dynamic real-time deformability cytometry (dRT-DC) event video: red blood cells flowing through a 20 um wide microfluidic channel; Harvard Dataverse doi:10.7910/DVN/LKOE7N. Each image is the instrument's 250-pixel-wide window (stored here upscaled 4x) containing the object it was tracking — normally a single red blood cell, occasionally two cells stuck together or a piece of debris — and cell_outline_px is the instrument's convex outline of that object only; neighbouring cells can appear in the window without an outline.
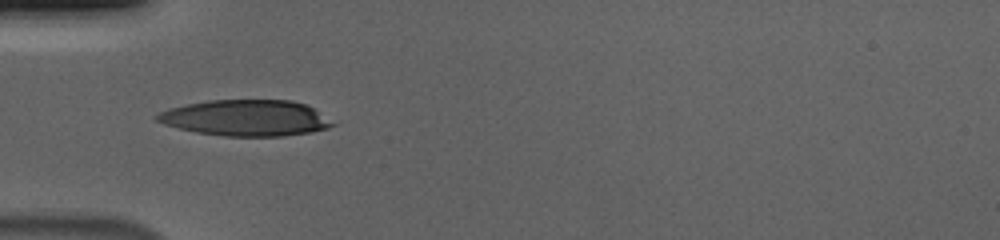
{"species": "human", "species_latin": "Homo sapiens", "temperature_condition": "cold", "stored_images_in_passage": 24, "camera_frame_rate_fps": 3000, "um_per_image_px": 0.085, "donor": {"sex": "male"}, "frame": {"image": 1, "passage_image": 1, "time_ms": 0.0, "image_size_px": [1000, 240], "cell_outline_px": [[336, 124], [328, 128], [312, 132], [284, 136], [224, 136], [196, 132], [164, 124], [156, 120], [152, 116], [160, 112], [172, 108], [188, 104], [208, 100], [292, 100], [304, 104], [312, 108]], "centroid_in_image_um": [20.89, 10.03], "position_along_channel_um": 64.1, "area_um2": 36.65}}
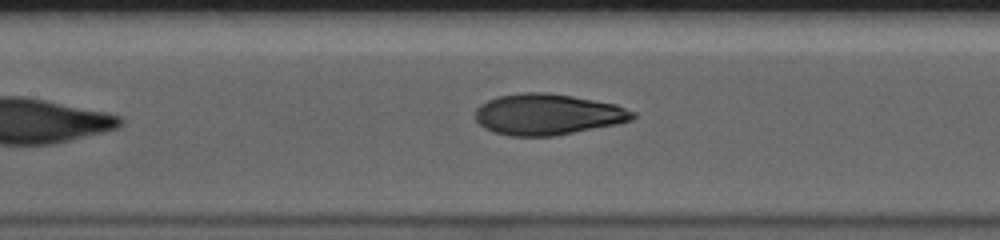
{"frame": {"image": 2, "passage_image": 9, "time_ms": 2.667, "image_size_px": [1000, 240], "cell_outline_px": [[636, 116], [632, 120], [616, 124], [552, 136], [512, 136], [496, 132], [484, 128], [476, 120], [476, 108], [480, 104], [488, 100], [500, 96], [524, 92], [548, 92], [572, 96], [616, 104], [636, 112]], "centroid_in_image_um": [46.56, 9.71], "position_along_channel_um": 160.8, "area_um2": 37.45}}
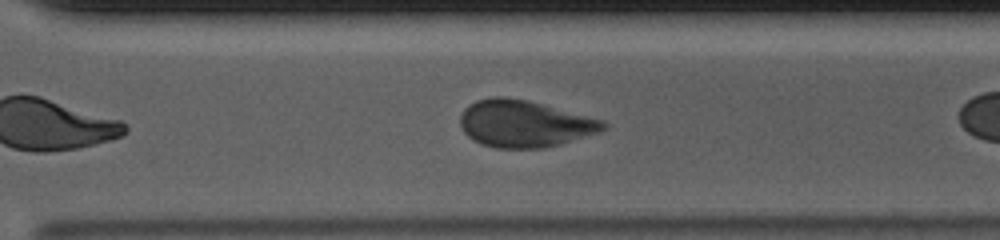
{"frame": {"image": 3, "passage_image": 19, "time_ms": 6.0, "image_size_px": [1000, 240], "cell_outline_px": [[608, 124], [600, 132], [544, 148], [496, 148], [480, 144], [472, 140], [464, 132], [460, 124], [460, 116], [464, 108], [468, 104], [476, 100], [492, 96], [504, 96], [528, 100], [604, 120]], "centroid_in_image_um": [44.54, 10.5], "position_along_channel_um": 326.1, "area_um2": 39.25}}